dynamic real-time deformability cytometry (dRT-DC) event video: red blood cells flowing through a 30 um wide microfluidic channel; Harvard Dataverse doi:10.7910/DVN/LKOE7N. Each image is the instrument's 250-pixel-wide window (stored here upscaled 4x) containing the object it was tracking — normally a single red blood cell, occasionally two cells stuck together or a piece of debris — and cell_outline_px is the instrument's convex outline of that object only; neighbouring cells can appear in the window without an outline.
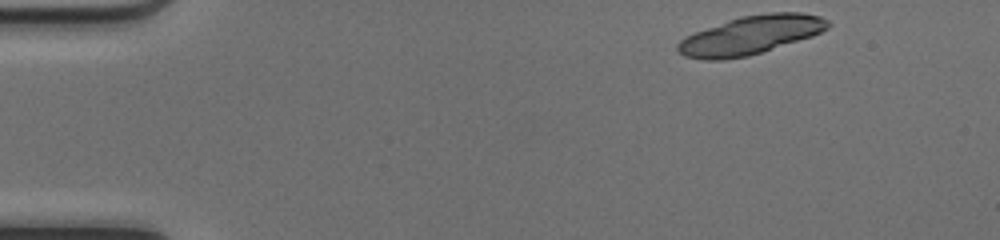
{"species": "common noctule bat (a hibernating species)", "species_latin": "Nyctalus noctula", "temperature_condition": "cold", "stored_images_in_passage": 14, "camera_frame_rate_fps": 3000, "um_per_image_px": 0.085, "animal": {"sex": "female", "body_mass_g": 17.0, "forearm_length_mm": 48.0}, "frame": {"image": 1, "passage_image": 1, "time_ms": 0.0, "image_size_px": [1000, 240], "cell_outline_px": [[832, 24], [828, 28], [812, 36], [748, 56], [724, 60], [704, 60], [684, 56], [676, 48], [676, 44], [680, 40], [696, 32], [728, 20], [740, 16], [768, 12], [800, 12], [820, 16], [828, 20]], "centroid_in_image_um": [63.82, 2.98], "position_along_channel_um": 21.2, "area_um2": 33.58}}